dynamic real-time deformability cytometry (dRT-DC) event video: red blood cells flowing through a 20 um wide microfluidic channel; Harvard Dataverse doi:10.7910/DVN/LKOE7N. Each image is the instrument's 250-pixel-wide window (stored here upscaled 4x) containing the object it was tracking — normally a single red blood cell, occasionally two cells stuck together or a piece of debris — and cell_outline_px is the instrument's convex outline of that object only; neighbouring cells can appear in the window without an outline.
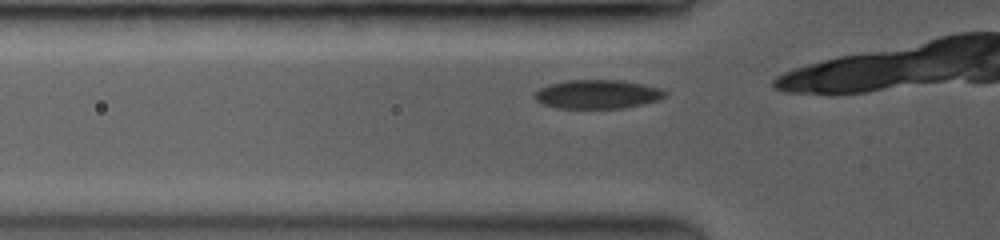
{"species": "common noctule bat (a hibernating species)", "species_latin": "Nyctalus noctula", "temperature_condition": "room temperature", "stored_images_in_passage": 6, "camera_frame_rate_fps": 3500, "um_per_image_px": 0.085, "animal": {"sex": "female", "body_mass_g": 19.0, "forearm_length_mm": 53.3}, "frame": {"image": 1, "passage_image": 3, "time_ms": 0.571, "image_size_px": [1000, 240], "cell_outline_px": [[664, 96], [656, 100], [640, 104], [620, 108], [560, 108], [544, 104], [536, 100], [536, 92], [540, 88], [548, 84], [568, 80], [620, 80], [660, 88], [664, 92]], "centroid_in_image_um": [50.73, 8.0], "position_along_channel_um": 75.1, "area_um2": 21.39}}